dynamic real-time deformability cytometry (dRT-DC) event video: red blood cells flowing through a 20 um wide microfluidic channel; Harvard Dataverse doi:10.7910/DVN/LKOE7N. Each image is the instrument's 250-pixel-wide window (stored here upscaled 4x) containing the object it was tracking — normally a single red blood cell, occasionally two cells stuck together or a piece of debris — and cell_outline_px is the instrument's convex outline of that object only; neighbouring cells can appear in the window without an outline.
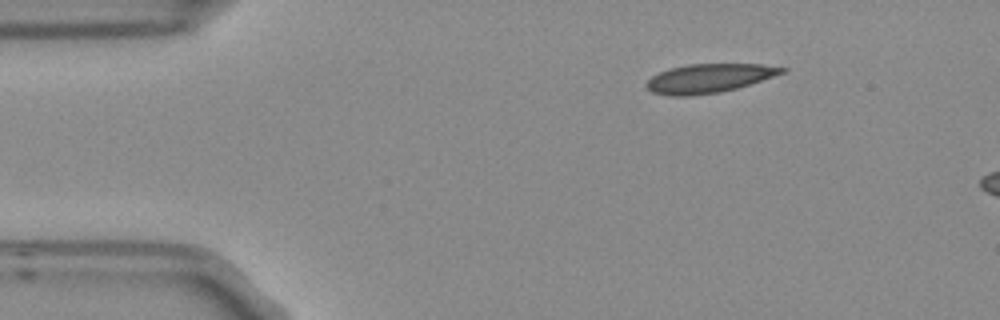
{"species": "Egyptian fruit bat (a non-hibernating species)", "species_latin": "Rousettus aegyptiacus", "temperature_condition": "room temperature", "stored_images_in_passage": 3, "camera_frame_rate_fps": 3000, "um_per_image_px": 0.085, "frame": {"image": 1, "passage_image": 1, "time_ms": 0.0, "image_size_px": [1000, 320], "cell_outline_px": [[788, 68], [784, 72], [736, 88], [720, 92], [692, 96], [668, 96], [652, 92], [644, 84], [652, 76], [668, 68], [688, 64], [764, 64]], "centroid_in_image_um": [60.21, 6.65], "position_along_channel_um": 24.8, "area_um2": 22.72}}